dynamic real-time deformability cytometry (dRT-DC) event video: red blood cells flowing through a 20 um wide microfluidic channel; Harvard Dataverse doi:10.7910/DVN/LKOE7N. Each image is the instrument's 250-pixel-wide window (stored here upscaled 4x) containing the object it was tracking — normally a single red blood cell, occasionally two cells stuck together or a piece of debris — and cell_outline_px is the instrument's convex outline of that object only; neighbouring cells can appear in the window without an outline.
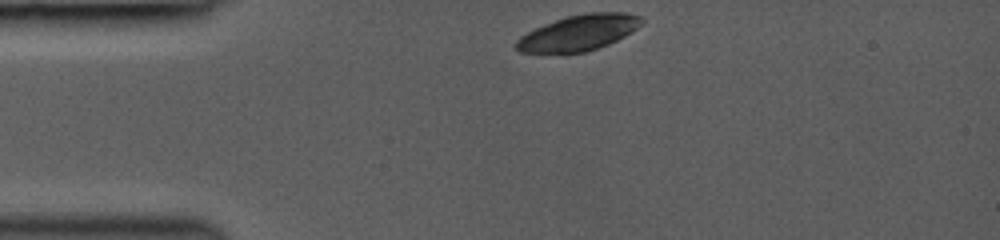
{"species": "common noctule bat (a hibernating species)", "species_latin": "Nyctalus noctula", "temperature_condition": "room temperature", "stored_images_in_passage": 32, "camera_frame_rate_fps": 3000, "um_per_image_px": 0.085, "animal": {"sex": "female", "body_mass_g": 19.0, "forearm_length_mm": 53.3}, "frame": {"image": 1, "passage_image": 1, "time_ms": 0.0, "image_size_px": [1000, 240], "cell_outline_px": [[644, 20], [636, 28], [624, 36], [608, 44], [584, 52], [520, 52], [516, 48], [516, 40], [520, 36], [544, 24], [564, 16], [588, 12], [624, 12], [640, 16]], "centroid_in_image_um": [49.19, 2.76], "position_along_channel_um": 35.8, "area_um2": 25.72}}
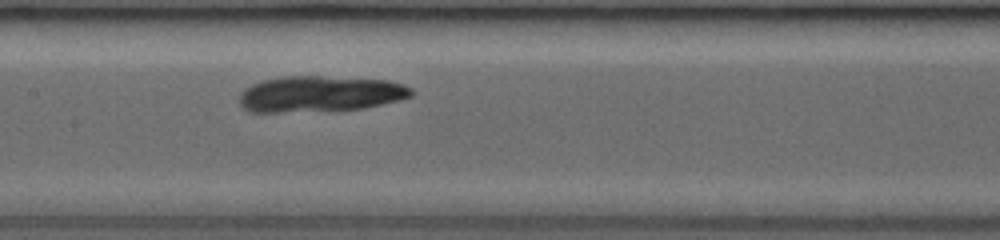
{"frame": {"image": 2, "passage_image": 14, "time_ms": 4.333, "image_size_px": [1000, 240], "cell_outline_px": [[412, 96], [400, 100], [364, 108], [280, 112], [252, 112], [244, 108], [236, 100], [240, 92], [244, 88], [252, 84], [264, 80], [280, 76], [320, 76], [388, 80], [404, 84], [412, 88]], "centroid_in_image_um": [27.17, 7.97], "position_along_channel_um": 180.2, "area_um2": 36.13}}
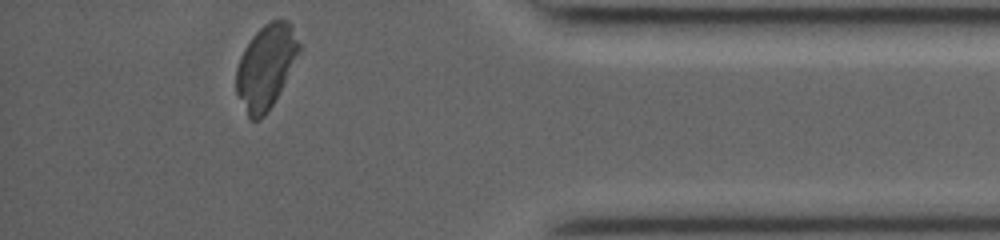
{"frame": {"image": 3, "passage_image": 32, "time_ms": 10.333, "image_size_px": [1000, 240], "cell_outline_px": [[300, 48], [272, 104], [264, 116], [260, 120], [248, 120], [236, 92], [236, 68], [240, 56], [244, 48], [252, 36], [264, 24], [272, 20], [288, 20], [292, 24], [300, 44]], "centroid_in_image_um": [22.55, 5.66], "position_along_channel_um": 412.6, "area_um2": 30.23}}